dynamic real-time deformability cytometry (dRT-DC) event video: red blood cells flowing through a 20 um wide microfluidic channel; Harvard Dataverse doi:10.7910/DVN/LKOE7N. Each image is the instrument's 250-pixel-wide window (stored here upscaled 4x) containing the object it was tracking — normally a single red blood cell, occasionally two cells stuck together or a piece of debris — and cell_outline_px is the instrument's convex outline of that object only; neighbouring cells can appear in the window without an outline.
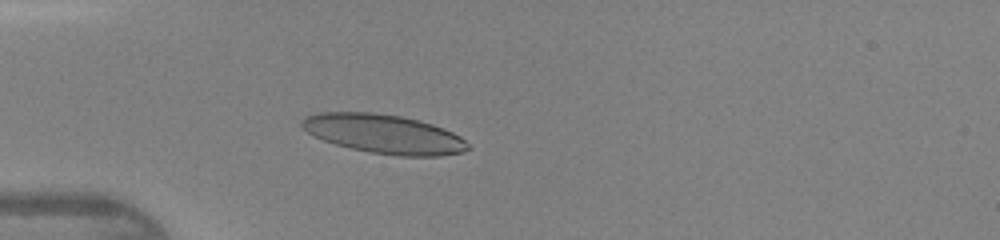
{"species": "human", "species_latin": "Homo sapiens", "temperature_condition": "warm", "stored_images_in_passage": 33, "camera_frame_rate_fps": 3000, "um_per_image_px": 0.085, "donor": {"sex": "female"}, "frame": {"image": 1, "passage_image": 1, "time_ms": 0.0, "image_size_px": [1000, 240], "cell_outline_px": [[472, 148], [464, 152], [440, 156], [400, 156], [368, 152], [336, 144], [312, 136], [300, 124], [300, 120], [304, 116], [316, 112], [372, 112], [400, 116], [420, 120], [444, 128], [460, 136]], "centroid_in_image_um": [32.63, 11.38], "position_along_channel_um": 52.4, "area_um2": 38.03}}
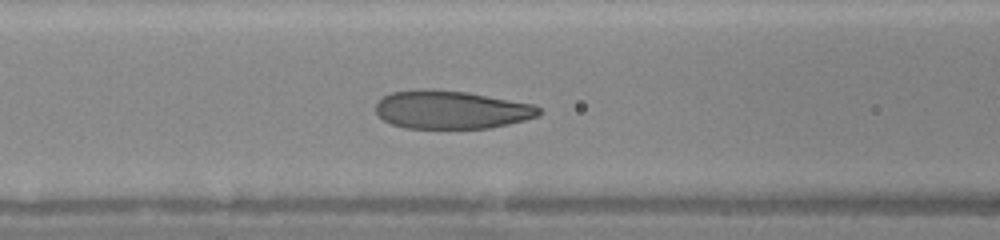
{"frame": {"image": 2, "passage_image": 7, "time_ms": 2.0, "image_size_px": [1000, 240], "cell_outline_px": [[540, 116], [508, 124], [488, 128], [404, 128], [392, 124], [384, 120], [376, 112], [376, 104], [384, 96], [392, 92], [428, 88], [468, 92], [536, 104], [540, 108]], "centroid_in_image_um": [38.39, 9.32], "position_along_channel_um": 128.2, "area_um2": 36.47}}
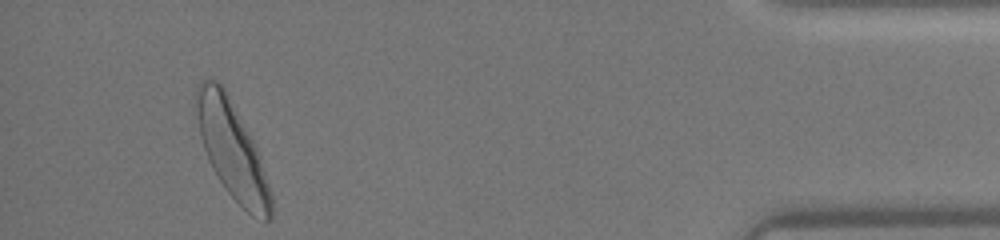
{"frame": {"image": 3, "passage_image": 30, "time_ms": 9.667, "image_size_px": [1000, 240], "cell_outline_px": [[272, 216], [268, 220], [264, 220], [252, 216], [228, 192], [212, 168], [208, 160], [200, 136], [192, 108], [196, 88], [200, 80], [216, 80], [224, 88], [256, 144], [272, 192]], "centroid_in_image_um": [19.7, 12.7], "position_along_channel_um": 415.5, "area_um2": 42.48}}